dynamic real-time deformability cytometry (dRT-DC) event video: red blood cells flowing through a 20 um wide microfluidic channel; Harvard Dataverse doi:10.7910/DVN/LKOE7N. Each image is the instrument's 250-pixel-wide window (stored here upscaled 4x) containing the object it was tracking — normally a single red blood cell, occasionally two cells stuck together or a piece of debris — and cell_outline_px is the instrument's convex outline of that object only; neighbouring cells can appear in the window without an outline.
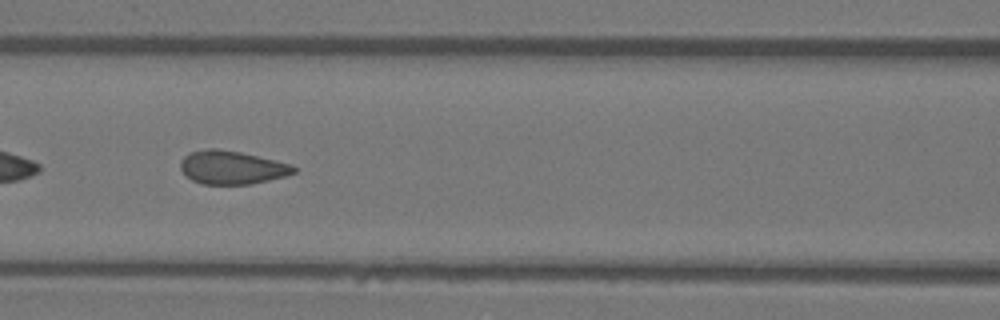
{"species": "Egyptian fruit bat (a non-hibernating species)", "species_latin": "Rousettus aegyptiacus", "temperature_condition": "warm", "stored_images_in_passage": 32, "camera_frame_rate_fps": 3000, "um_per_image_px": 0.085, "animal": {"sex": "female"}, "frame": {"image": 1, "passage_image": 14, "time_ms": 4.333, "image_size_px": [1000, 320], "cell_outline_px": [[296, 172], [284, 176], [252, 184], [200, 184], [192, 180], [180, 168], [180, 160], [184, 156], [192, 152], [208, 148], [216, 148], [240, 152], [276, 160], [292, 164], [296, 168]], "centroid_in_image_um": [19.71, 14.23], "position_along_channel_um": 146.9, "area_um2": 21.96}}
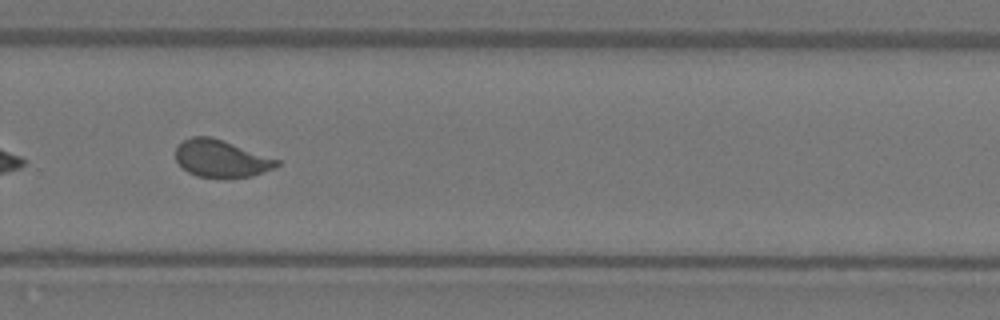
{"frame": {"image": 2, "passage_image": 28, "time_ms": 9.0, "image_size_px": [1000, 320], "cell_outline_px": [[280, 164], [272, 168], [252, 176], [228, 180], [224, 180], [196, 176], [188, 172], [176, 160], [176, 148], [184, 140], [192, 136], [208, 136], [280, 160]], "centroid_in_image_um": [18.78, 13.53], "position_along_channel_um": 311.0, "area_um2": 21.96}}